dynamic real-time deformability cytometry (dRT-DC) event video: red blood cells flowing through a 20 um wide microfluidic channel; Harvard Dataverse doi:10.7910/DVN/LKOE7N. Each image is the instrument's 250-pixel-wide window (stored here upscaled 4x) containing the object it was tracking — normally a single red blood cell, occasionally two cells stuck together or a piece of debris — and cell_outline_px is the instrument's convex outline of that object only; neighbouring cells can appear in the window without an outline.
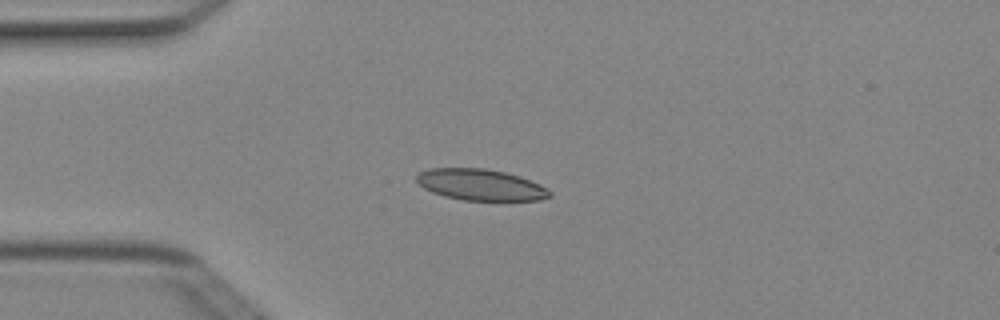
{"species": "Egyptian fruit bat (a non-hibernating species)", "species_latin": "Rousettus aegyptiacus", "temperature_condition": "cold", "stored_images_in_passage": 2, "camera_frame_rate_fps": 3000, "um_per_image_px": 0.085, "animal": {"sex": "female"}, "frame": {"image": 1, "passage_image": 2, "time_ms": 0.333, "image_size_px": [1000, 320], "cell_outline_px": [[552, 196], [540, 200], [464, 200], [444, 196], [432, 192], [424, 188], [416, 180], [416, 176], [420, 172], [428, 168], [484, 168], [504, 172], [520, 176], [540, 184], [548, 188], [552, 192]], "centroid_in_image_um": [40.87, 15.7], "position_along_channel_um": 44.1, "area_um2": 24.28}}